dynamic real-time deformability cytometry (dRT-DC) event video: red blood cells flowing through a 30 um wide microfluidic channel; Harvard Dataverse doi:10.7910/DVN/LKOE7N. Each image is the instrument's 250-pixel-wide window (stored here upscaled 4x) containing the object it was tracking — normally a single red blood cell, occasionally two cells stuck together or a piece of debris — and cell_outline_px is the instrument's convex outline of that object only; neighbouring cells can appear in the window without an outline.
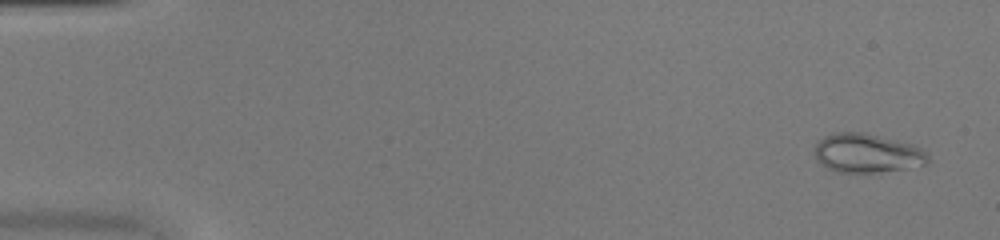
{"species": "common noctule bat (a hibernating species)", "species_latin": "Nyctalus noctula", "temperature_condition": "warm", "stored_images_in_passage": 48, "camera_frame_rate_fps": 3000, "um_per_image_px": 0.085, "animal": {"sex": "female", "body_mass_g": 20.0, "forearm_length_mm": 54.0}, "frame": {"image": 1, "passage_image": 3, "time_ms": 0.667, "image_size_px": [1000, 240], "cell_outline_px": [[928, 164], [880, 172], [836, 172], [828, 168], [816, 160], [812, 152], [816, 144], [824, 136], [832, 132], [864, 132], [912, 144], [928, 152]], "centroid_in_image_um": [73.66, 13.01], "position_along_channel_um": 11.3, "area_um2": 25.89}}
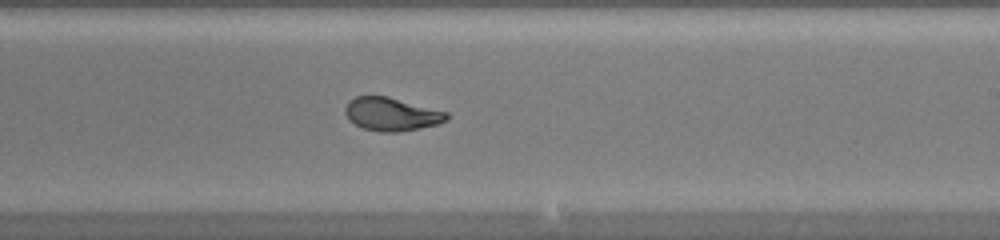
{"frame": {"image": 2, "passage_image": 30, "time_ms": 9.667, "image_size_px": [1000, 240], "cell_outline_px": [[448, 120], [436, 124], [420, 128], [400, 132], [380, 132], [364, 128], [348, 120], [344, 112], [344, 108], [348, 100], [356, 96], [388, 96], [448, 112]], "centroid_in_image_um": [33.25, 9.7], "position_along_channel_um": 255.7, "area_um2": 19.77}}
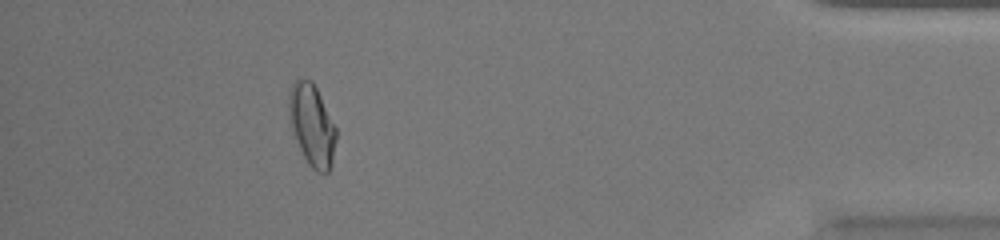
{"frame": {"image": 3, "passage_image": 44, "time_ms": 14.333, "image_size_px": [1000, 240], "cell_outline_px": [[336, 140], [332, 164], [328, 172], [316, 172], [308, 164], [292, 132], [288, 116], [288, 92], [292, 84], [296, 80], [312, 80], [336, 128]], "centroid_in_image_um": [26.5, 10.64], "position_along_channel_um": 408.7, "area_um2": 22.37}, "authors_computed_cell_mechanics": {"area_um2": 20.9236, "velocity_mm_per_s": 4.3481, "shape_relaxation_time_tau1_ms": 6.6081, "shape_relaxation_time_tau2_ms": null, "deformation_change_tau1": 0.2554, "deformation_change_tau2": null}}